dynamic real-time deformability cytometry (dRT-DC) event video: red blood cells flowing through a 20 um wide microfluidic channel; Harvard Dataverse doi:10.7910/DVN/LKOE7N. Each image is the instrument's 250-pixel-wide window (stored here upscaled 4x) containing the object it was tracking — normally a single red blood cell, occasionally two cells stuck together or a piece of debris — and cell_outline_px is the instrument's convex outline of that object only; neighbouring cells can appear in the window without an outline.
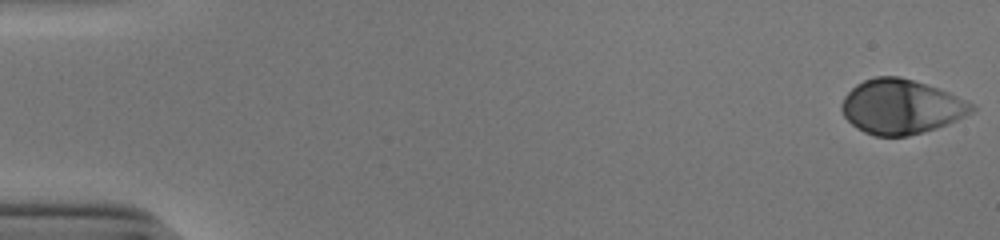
{"species": "human", "species_latin": "Homo sapiens", "temperature_condition": "cold", "stored_images_in_passage": 53, "camera_frame_rate_fps": 3000, "um_per_image_px": 0.085, "donor": {"sex": "male"}, "frame": {"image": 1, "passage_image": 1, "time_ms": 0.0, "image_size_px": [1000, 240], "cell_outline_px": [[976, 108], [972, 112], [948, 124], [936, 128], [908, 136], [876, 136], [864, 132], [856, 128], [844, 116], [840, 108], [840, 104], [844, 96], [856, 84], [864, 80], [876, 76], [900, 76], [940, 88], [976, 104]], "centroid_in_image_um": [76.6, 9.06], "position_along_channel_um": 8.4, "area_um2": 41.62}}
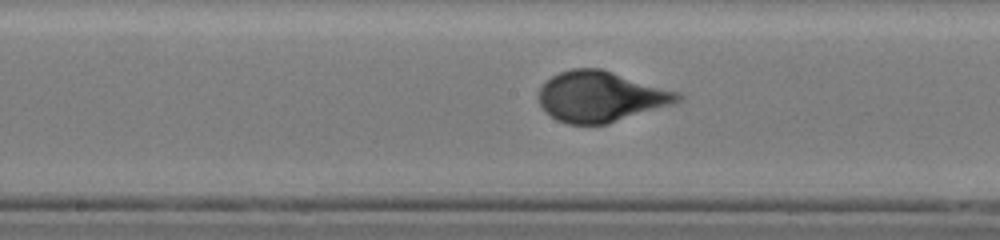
{"frame": {"image": 2, "passage_image": 28, "time_ms": 9.0, "image_size_px": [1000, 240], "cell_outline_px": [[684, 96], [680, 100], [672, 104], [608, 124], [568, 124], [556, 120], [544, 112], [540, 104], [540, 88], [552, 76], [560, 72], [572, 68], [600, 68], [680, 92]], "centroid_in_image_um": [51.07, 8.22], "position_along_channel_um": 197.1, "area_um2": 40.86}}
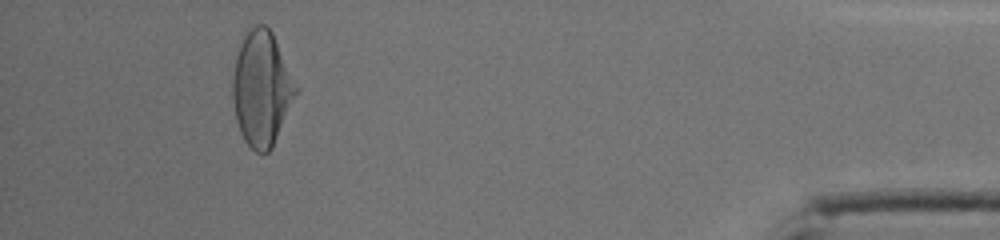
{"frame": {"image": 3, "passage_image": 49, "time_ms": 16.0, "image_size_px": [1000, 240], "cell_outline_px": [[300, 92], [272, 148], [264, 156], [256, 152], [244, 140], [240, 132], [236, 120], [232, 96], [232, 76], [236, 56], [244, 32], [256, 24], [264, 24], [272, 32], [300, 88]], "centroid_in_image_um": [22.27, 7.54], "position_along_channel_um": 412.9, "area_um2": 43.29}, "authors_computed_cell_mechanics": {"area_um2": 41.0958, "velocity_mm_per_s": 3.8958, "shape_relaxation_time_tau1_ms": 3.9993, "shape_relaxation_time_tau2_ms": null, "deformation_change_tau1": 0.209, "deformation_change_tau2": null}}